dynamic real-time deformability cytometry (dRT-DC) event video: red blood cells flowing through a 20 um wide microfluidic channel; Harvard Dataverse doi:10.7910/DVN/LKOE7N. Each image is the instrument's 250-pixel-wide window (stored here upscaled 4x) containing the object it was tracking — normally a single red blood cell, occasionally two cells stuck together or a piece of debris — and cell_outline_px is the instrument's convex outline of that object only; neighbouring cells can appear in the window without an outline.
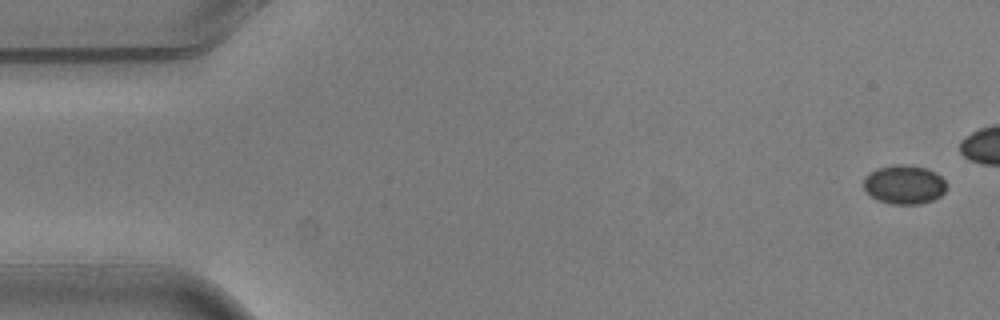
{"species": "common noctule bat (a hibernating species)", "species_latin": "Nyctalus noctula", "temperature_condition": "warm", "stored_images_in_passage": 6, "camera_frame_rate_fps": 3000, "um_per_image_px": 0.085, "animal": {"sex": "male", "body_mass_g": 20.5, "forearm_length_mm": 52.5}, "frame": {"image": 1, "passage_image": 1, "time_ms": 0.0, "image_size_px": [1000, 320], "cell_outline_px": [[948, 184], [944, 192], [940, 196], [932, 200], [920, 204], [892, 204], [880, 200], [872, 196], [864, 188], [864, 180], [876, 168], [896, 164], [904, 164], [928, 168], [936, 172]], "centroid_in_image_um": [76.91, 15.68], "position_along_channel_um": 8.1, "area_um2": 18.73}}